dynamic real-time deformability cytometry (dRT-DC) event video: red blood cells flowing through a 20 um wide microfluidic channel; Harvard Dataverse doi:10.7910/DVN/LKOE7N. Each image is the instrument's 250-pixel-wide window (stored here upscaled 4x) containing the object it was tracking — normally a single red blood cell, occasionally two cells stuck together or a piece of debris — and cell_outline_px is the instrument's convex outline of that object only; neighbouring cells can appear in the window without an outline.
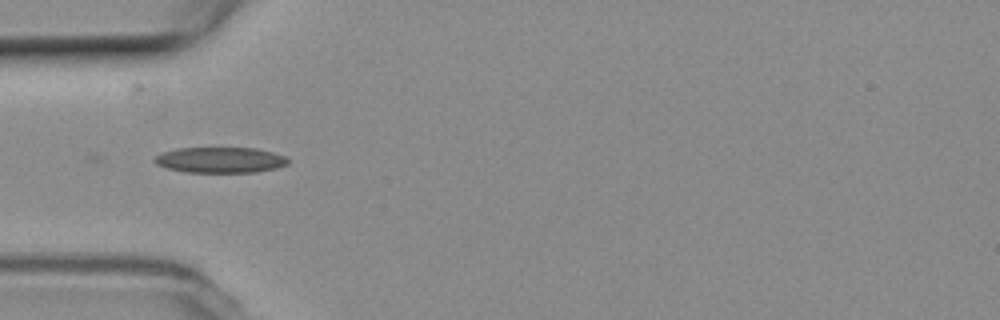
{"species": "common noctule bat (a hibernating species)", "species_latin": "Nyctalus noctula", "temperature_condition": "room temperature", "stored_images_in_passage": 36, "camera_frame_rate_fps": 3000, "um_per_image_px": 0.085, "animal": {"sex": "female", "body_mass_g": 19.3, "forearm_length_mm": 54.1}, "frame": {"image": 1, "passage_image": 1, "time_ms": 0.0, "image_size_px": [1000, 320], "cell_outline_px": [[288, 164], [276, 168], [256, 172], [184, 172], [168, 168], [156, 164], [152, 160], [156, 156], [164, 152], [176, 148], [256, 148], [288, 156]], "centroid_in_image_um": [18.74, 13.59], "position_along_channel_um": 66.3, "area_um2": 20.0}}
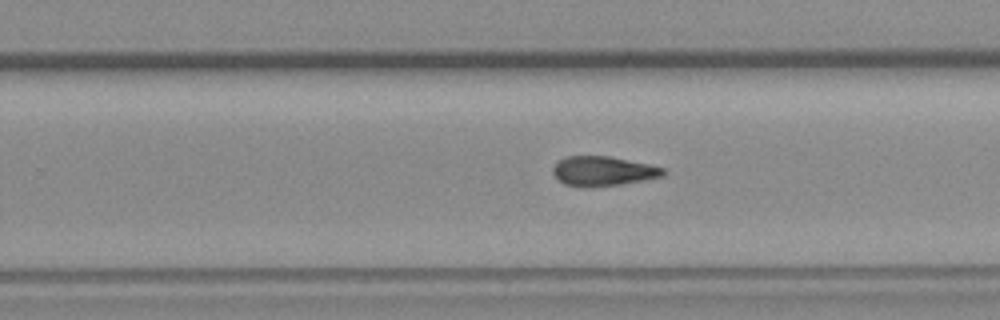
{"frame": {"image": 2, "passage_image": 18, "time_ms": 5.667, "image_size_px": [1000, 320], "cell_outline_px": [[664, 176], [620, 184], [564, 184], [552, 172], [552, 168], [560, 160], [568, 156], [608, 156], [648, 164], [664, 168]], "centroid_in_image_um": [51.29, 14.5], "position_along_channel_um": 278.5, "area_um2": 17.98}}
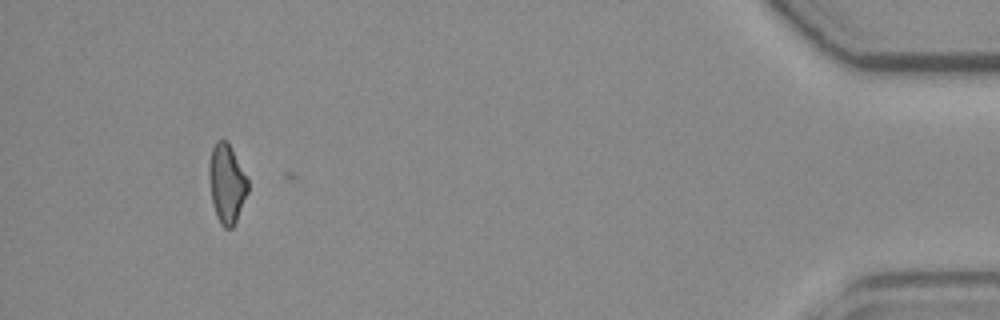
{"frame": {"image": 3, "passage_image": 35, "time_ms": 11.333, "image_size_px": [1000, 320], "cell_outline_px": [[248, 192], [236, 220], [232, 228], [224, 228], [220, 224], [216, 216], [212, 204], [208, 176], [208, 164], [212, 148], [216, 140], [224, 140], [228, 144], [248, 180]], "centroid_in_image_um": [19.24, 15.64], "position_along_channel_um": 416.0, "area_um2": 17.69}, "authors_computed_cell_mechanics": {"area_um2": 18.9006, "velocity_mm_per_s": 3.7415, "shape_relaxation_time_tau1_ms": 6.5088, "shape_relaxation_time_tau2_ms": 5.2884, "deformation_change_tau1": 0.1544, "deformation_change_tau2": 0.1508}}